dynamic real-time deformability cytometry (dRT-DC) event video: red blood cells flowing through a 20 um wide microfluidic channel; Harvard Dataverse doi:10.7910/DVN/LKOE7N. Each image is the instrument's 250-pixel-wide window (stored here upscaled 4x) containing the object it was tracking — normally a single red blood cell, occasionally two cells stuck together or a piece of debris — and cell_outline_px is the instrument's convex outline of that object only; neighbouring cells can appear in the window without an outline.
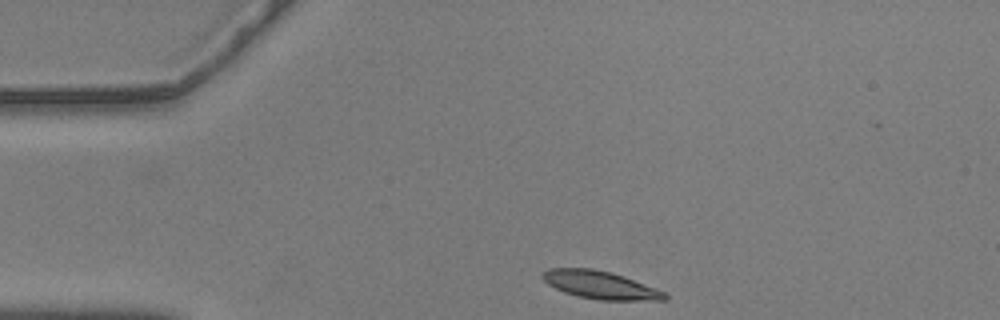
{"species": "common noctule bat (a hibernating species)", "species_latin": "Nyctalus noctula", "temperature_condition": "warm", "stored_images_in_passage": 40, "camera_frame_rate_fps": 3000, "um_per_image_px": 0.085, "animal": {"sex": "male", "body_mass_g": 20.5, "forearm_length_mm": 52.5}, "frame": {"image": 1, "passage_image": 1, "time_ms": 0.0, "image_size_px": [1000, 320], "cell_outline_px": [[668, 300], [600, 300], [580, 296], [564, 292], [548, 284], [544, 280], [544, 272], [548, 268], [592, 268], [612, 272], [624, 276], [656, 288], [664, 292], [668, 296]], "centroid_in_image_um": [51.07, 24.22], "position_along_channel_um": 33.9, "area_um2": 19.65}}
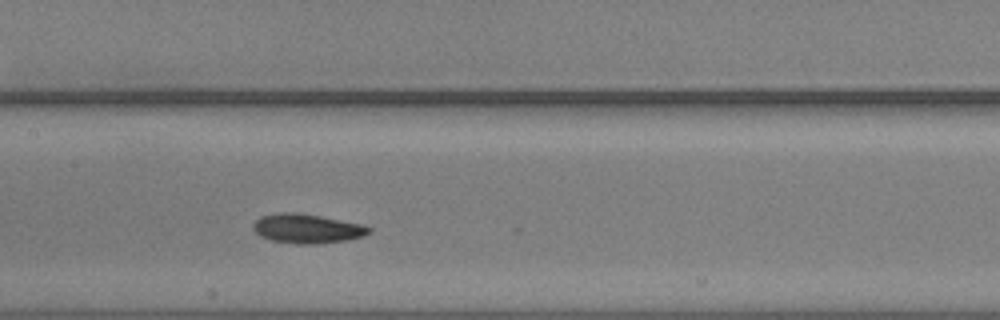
{"frame": {"image": 2, "passage_image": 17, "time_ms": 5.333, "image_size_px": [1000, 320], "cell_outline_px": [[372, 228], [368, 232], [360, 236], [348, 240], [316, 244], [296, 244], [268, 240], [260, 236], [252, 228], [252, 224], [260, 216], [280, 212], [292, 212], [320, 216], [360, 224]], "centroid_in_image_um": [26.02, 19.44], "position_along_channel_um": 181.4, "area_um2": 19.65}}
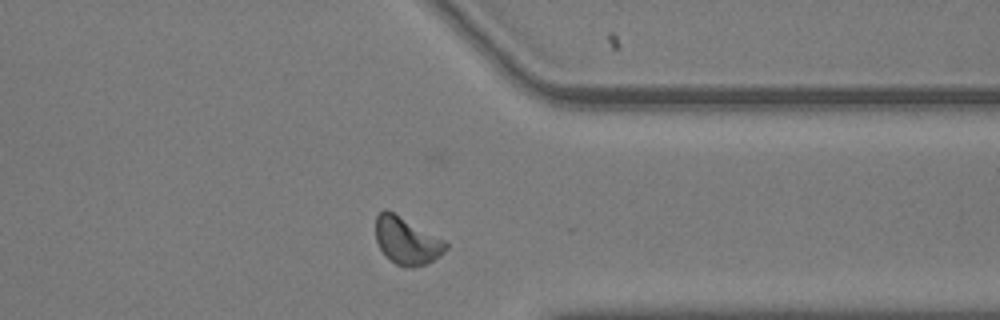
{"frame": {"image": 3, "passage_image": 34, "time_ms": 11.0, "image_size_px": [1000, 320], "cell_outline_px": [[448, 248], [440, 256], [424, 264], [412, 268], [408, 268], [396, 264], [384, 256], [376, 240], [376, 216], [384, 208], [392, 212], [444, 240], [448, 244]], "centroid_in_image_um": [34.55, 20.49], "position_along_channel_um": 376.8, "area_um2": 19.07}, "authors_computed_cell_mechanics": {"area_um2": 19.0451, "velocity_mm_per_s": 3.5471, "shape_relaxation_time_tau1_ms": 2.4554, "shape_relaxation_time_tau2_ms": 6.0414, "deformation_change_tau1": 0.1256, "deformation_change_tau2": 0.0661}}